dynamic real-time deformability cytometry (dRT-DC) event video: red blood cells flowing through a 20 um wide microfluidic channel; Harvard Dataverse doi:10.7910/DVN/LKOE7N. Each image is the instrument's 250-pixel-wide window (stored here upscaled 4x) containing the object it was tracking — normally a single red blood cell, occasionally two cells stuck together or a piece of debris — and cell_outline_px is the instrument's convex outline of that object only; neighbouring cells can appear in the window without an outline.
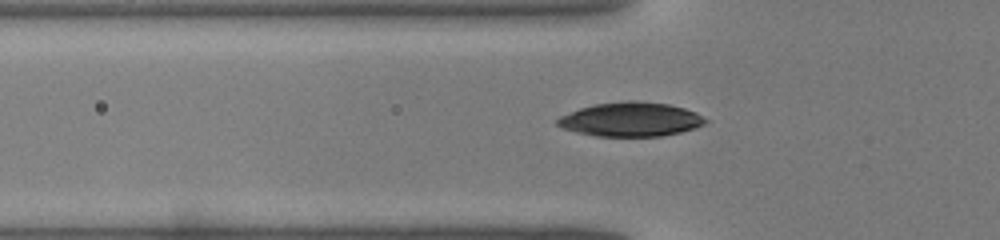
{"species": "common noctule bat (a hibernating species)", "species_latin": "Nyctalus noctula", "temperature_condition": "warm", "stored_images_in_passage": 35, "segment_of_instrument_passage": [1, 2], "camera_frame_rate_fps": 3000, "um_per_image_px": 0.085, "animal": {"sex": "male", "body_mass_g": 19.0, "forearm_length_mm": 50.8}, "frame": {"image": 1, "passage_image": 7, "time_ms": 2.0, "image_size_px": [1000, 240], "cell_outline_px": [[708, 120], [704, 124], [696, 128], [680, 132], [660, 136], [596, 136], [576, 132], [560, 128], [556, 124], [556, 120], [560, 116], [580, 108], [596, 104], [628, 100], [636, 100], [668, 104], [684, 108], [696, 112]], "centroid_in_image_um": [53.6, 10.15], "position_along_channel_um": 72.2, "area_um2": 29.48}}
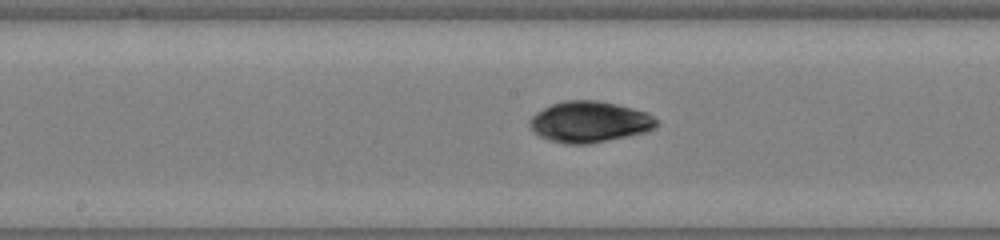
{"frame": {"image": 2, "passage_image": 15, "time_ms": 4.667, "image_size_px": [1000, 240], "cell_outline_px": [[656, 128], [648, 132], [588, 144], [564, 144], [548, 140], [540, 136], [528, 124], [528, 120], [536, 112], [552, 104], [564, 100], [600, 100], [632, 108], [644, 112], [652, 116], [656, 120]], "centroid_in_image_um": [50.09, 10.36], "position_along_channel_um": 198.1, "area_um2": 30.35}}
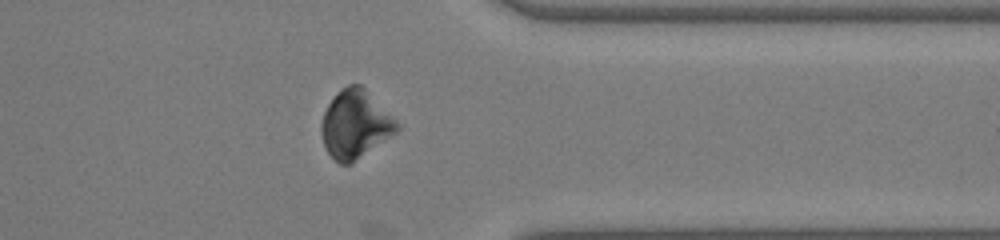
{"frame": {"image": 3, "passage_image": 27, "time_ms": 8.667, "image_size_px": [1000, 240], "cell_outline_px": [[400, 128], [392, 136], [352, 164], [340, 164], [328, 152], [324, 144], [320, 132], [320, 124], [324, 112], [328, 104], [336, 92], [348, 84], [360, 84], [400, 124]], "centroid_in_image_um": [30.19, 10.58], "position_along_channel_um": 381.2, "area_um2": 30.0}}